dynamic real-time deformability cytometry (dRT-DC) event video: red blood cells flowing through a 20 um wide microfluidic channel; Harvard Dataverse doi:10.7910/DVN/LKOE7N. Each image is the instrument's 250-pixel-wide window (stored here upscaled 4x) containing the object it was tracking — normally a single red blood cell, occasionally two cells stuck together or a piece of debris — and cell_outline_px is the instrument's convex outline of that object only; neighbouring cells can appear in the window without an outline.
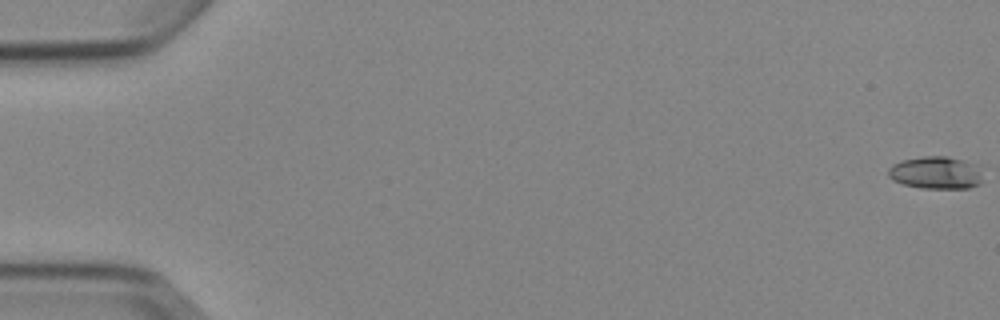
{"species": "Egyptian fruit bat (a non-hibernating species)", "species_latin": "Rousettus aegyptiacus", "temperature_condition": "cold", "stored_images_in_passage": 6, "camera_frame_rate_fps": 3000, "um_per_image_px": 0.085, "animal": {"sex": "female"}, "frame": {"image": 1, "passage_image": 1, "time_ms": 0.0, "image_size_px": [1000, 320], "cell_outline_px": [[980, 184], [968, 188], [920, 188], [904, 184], [892, 180], [888, 176], [888, 168], [892, 164], [900, 160], [924, 156], [944, 156], [980, 164]], "centroid_in_image_um": [79.53, 14.67], "position_along_channel_um": 5.5, "area_um2": 18.03}}
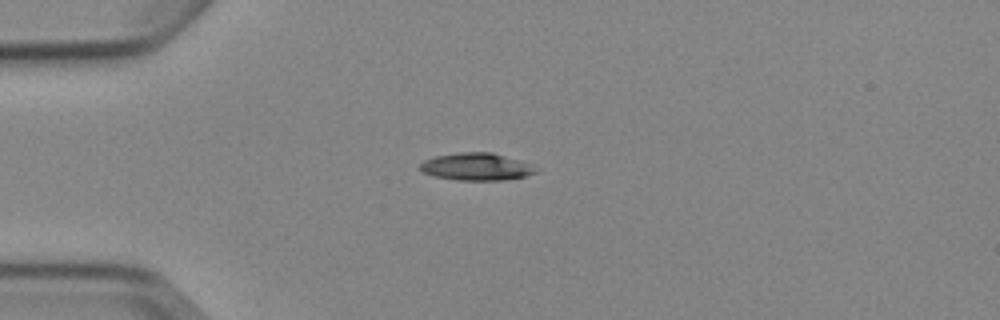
{"frame": {"image": 2, "passage_image": 5, "time_ms": 4.667, "image_size_px": [1000, 320], "cell_outline_px": [[540, 168], [536, 172], [524, 176], [504, 180], [456, 180], [432, 176], [424, 172], [420, 168], [420, 164], [424, 160], [436, 156], [460, 152], [492, 152], [520, 160]], "centroid_in_image_um": [40.51, 14.17], "position_along_channel_um": 44.5, "area_um2": 18.5}}